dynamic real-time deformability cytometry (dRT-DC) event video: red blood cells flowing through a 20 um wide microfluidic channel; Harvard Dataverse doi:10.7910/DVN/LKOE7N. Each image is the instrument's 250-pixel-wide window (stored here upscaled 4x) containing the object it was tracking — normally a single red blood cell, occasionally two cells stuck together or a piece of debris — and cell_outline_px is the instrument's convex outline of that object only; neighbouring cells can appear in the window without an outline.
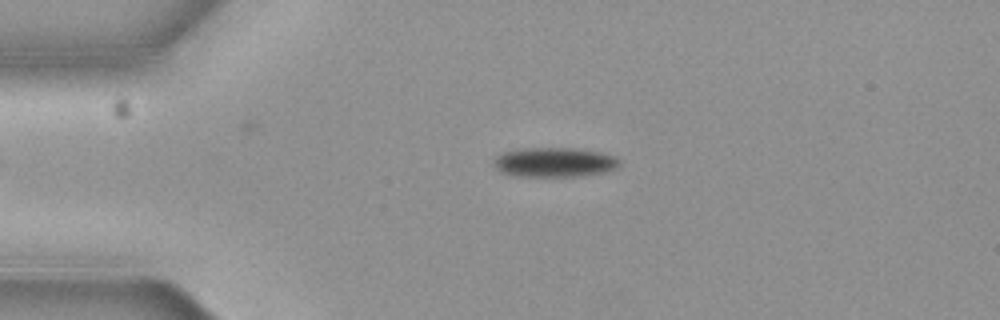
{"species": "common noctule bat (a hibernating species)", "species_latin": "Nyctalus noctula", "temperature_condition": "cold", "stored_images_in_passage": 3, "camera_frame_rate_fps": 3000, "um_per_image_px": 0.085, "animal": {"sex": "female", "body_mass_g": 19.3, "forearm_length_mm": 54.1}, "frame": {"image": 1, "passage_image": 2, "time_ms": 0.333, "image_size_px": [1000, 320], "cell_outline_px": [[620, 168], [604, 172], [584, 176], [508, 176], [500, 172], [492, 164], [504, 152], [532, 148], [560, 148], [596, 152], [616, 156], [620, 160]], "centroid_in_image_um": [47.16, 13.83], "position_along_channel_um": 37.8, "area_um2": 21.39}}